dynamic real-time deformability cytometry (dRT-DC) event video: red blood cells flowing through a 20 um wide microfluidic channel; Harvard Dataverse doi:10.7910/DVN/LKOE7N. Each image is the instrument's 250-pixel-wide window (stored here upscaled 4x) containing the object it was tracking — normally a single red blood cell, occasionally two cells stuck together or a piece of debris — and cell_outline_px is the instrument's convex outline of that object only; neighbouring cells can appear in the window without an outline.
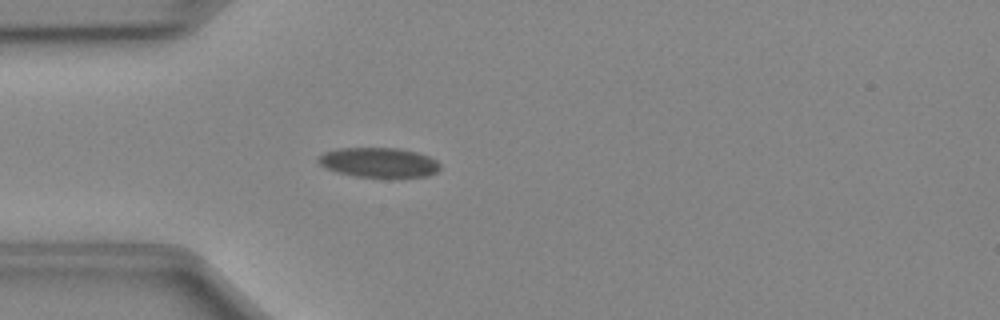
{"species": "Egyptian fruit bat (a non-hibernating species)", "species_latin": "Rousettus aegyptiacus", "temperature_condition": "cold", "stored_images_in_passage": 37, "camera_frame_rate_fps": 3000, "um_per_image_px": 0.085, "animal": {"sex": "female"}, "frame": {"image": 1, "passage_image": 1, "time_ms": 0.0, "image_size_px": [1000, 320], "cell_outline_px": [[432, 168], [424, 172], [364, 172], [344, 168], [332, 164], [324, 160], [328, 156], [348, 152], [392, 152], [412, 156], [432, 164]], "centroid_in_image_um": [32.22, 13.79], "position_along_channel_um": 52.8, "area_um2": 12.2}}
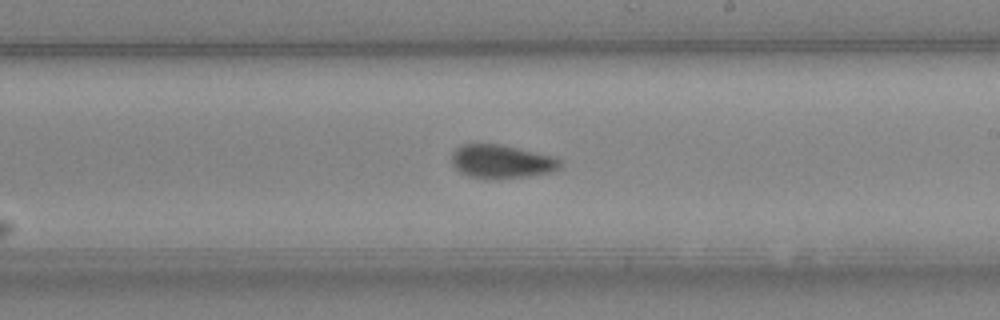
{"frame": {"image": 2, "passage_image": 16, "time_ms": 5.0, "image_size_px": [1000, 320], "cell_outline_px": [[548, 164], [540, 168], [496, 172], [472, 168], [464, 164], [460, 160], [460, 156], [464, 152], [472, 148], [488, 148], [528, 156], [544, 160]], "centroid_in_image_um": [42.43, 13.64], "position_along_channel_um": 246.6, "area_um2": 10.29}}
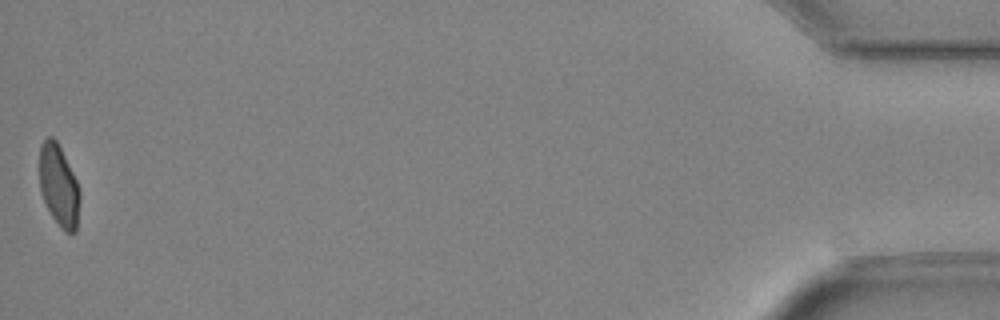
{"frame": {"image": 3, "passage_image": 37, "time_ms": 12.0, "image_size_px": [1000, 320], "cell_outline_px": [[76, 224], [72, 232], [56, 216], [48, 204], [44, 192], [40, 172], [40, 160], [44, 144], [48, 140], [52, 140], [56, 144], [76, 184]], "centroid_in_image_um": [4.97, 15.71], "position_along_channel_um": 430.2, "area_um2": 15.26}, "authors_computed_cell_mechanics": {"area_um2": 11.7912, "velocity_mm_per_s": 4.0214, "shape_relaxation_time_tau1_ms": null, "shape_relaxation_time_tau2_ms": 3.013, "deformation_change_tau1": null, "deformation_change_tau2": 0.078}}